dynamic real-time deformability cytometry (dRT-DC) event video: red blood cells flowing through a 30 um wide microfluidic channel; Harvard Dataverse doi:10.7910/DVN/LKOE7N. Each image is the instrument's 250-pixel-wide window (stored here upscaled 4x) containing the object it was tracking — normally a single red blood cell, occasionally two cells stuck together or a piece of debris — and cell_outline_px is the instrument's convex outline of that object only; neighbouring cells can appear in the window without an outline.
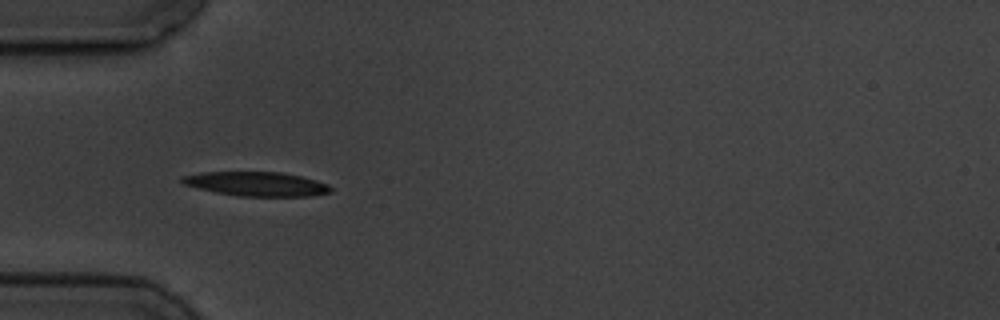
{"species": "common noctule bat (a hibernating species)", "species_latin": "Nyctalus noctula", "temperature_condition": "cold", "stored_images_in_passage": 6, "camera_frame_rate_fps": 3000, "um_per_image_px": 0.085, "animal": {"sex": "male", "body_mass_g": 19.5, "forearm_length_mm": 54.6}, "frame": {"image": 1, "passage_image": 5, "time_ms": 5.333, "image_size_px": [1000, 320], "cell_outline_px": [[332, 192], [312, 196], [240, 196], [216, 192], [184, 184], [180, 180], [180, 176], [200, 172], [280, 172], [300, 176], [316, 180], [328, 184], [332, 188]], "centroid_in_image_um": [21.82, 15.63], "position_along_channel_um": 63.2, "area_um2": 20.92}}
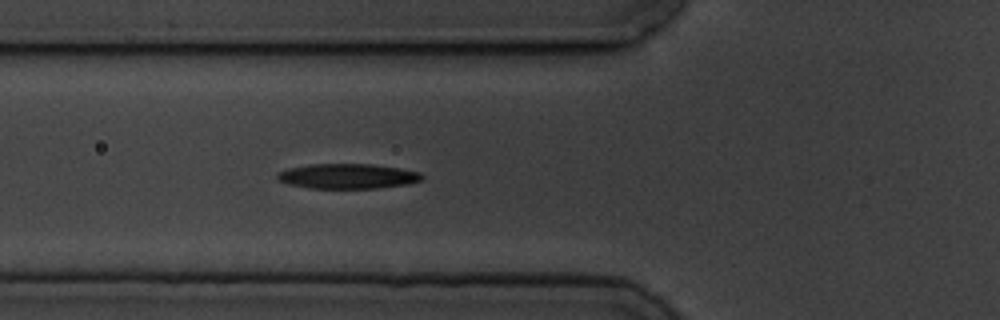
{"frame": {"image": 2, "passage_image": 6, "time_ms": 6.333, "image_size_px": [1000, 320], "cell_outline_px": [[424, 176], [420, 180], [408, 184], [380, 188], [308, 188], [288, 184], [276, 180], [276, 176], [280, 172], [288, 168], [312, 164], [372, 164], [400, 168], [420, 172]], "centroid_in_image_um": [29.55, 14.98], "position_along_channel_um": 96.3, "area_um2": 21.1}}